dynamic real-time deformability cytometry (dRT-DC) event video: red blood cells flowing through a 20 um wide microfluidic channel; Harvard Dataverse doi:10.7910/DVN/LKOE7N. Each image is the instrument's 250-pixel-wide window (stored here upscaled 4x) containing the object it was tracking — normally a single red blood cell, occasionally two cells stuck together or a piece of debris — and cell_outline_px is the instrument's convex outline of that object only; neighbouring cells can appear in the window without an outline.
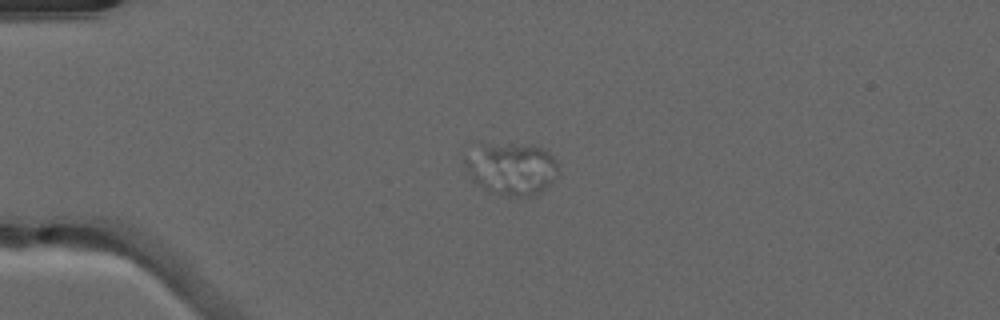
{"species": "common noctule bat (a hibernating species)", "species_latin": "Nyctalus noctula", "temperature_condition": "warm", "stored_images_in_passage": 55, "camera_frame_rate_fps": 3000, "um_per_image_px": 0.085, "animal": {"sex": "male", "forearm_length_mm": 52.5}, "frame": {"image": 1, "passage_image": 17, "time_ms": 5.333, "image_size_px": [1000, 320], "cell_outline_px": [[560, 172], [536, 196], [508, 196], [492, 192], [484, 188], [472, 180], [464, 164], [464, 156], [480, 144], [532, 144], [544, 148], [560, 164]], "centroid_in_image_um": [43.5, 14.32], "position_along_channel_um": 41.5, "area_um2": 28.73}}
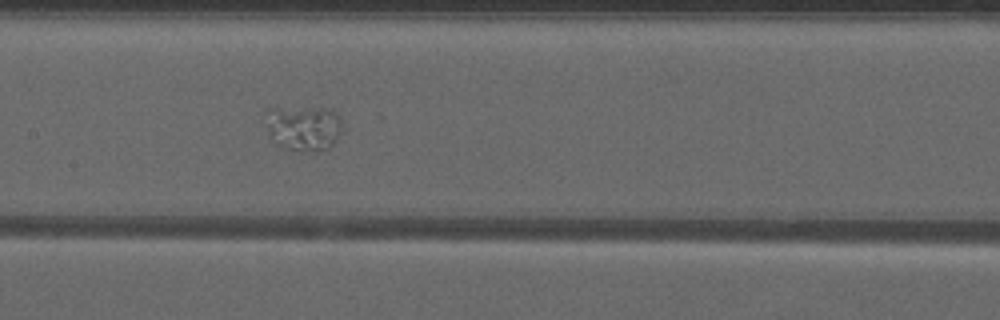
{"frame": {"image": 2, "passage_image": 30, "time_ms": 9.667, "image_size_px": [1000, 320], "cell_outline_px": [[348, 128], [328, 148], [300, 152], [296, 152], [280, 148], [268, 136], [264, 112], [276, 108], [324, 108], [340, 116]], "centroid_in_image_um": [25.82, 10.9], "position_along_channel_um": 181.6, "area_um2": 20.92}}
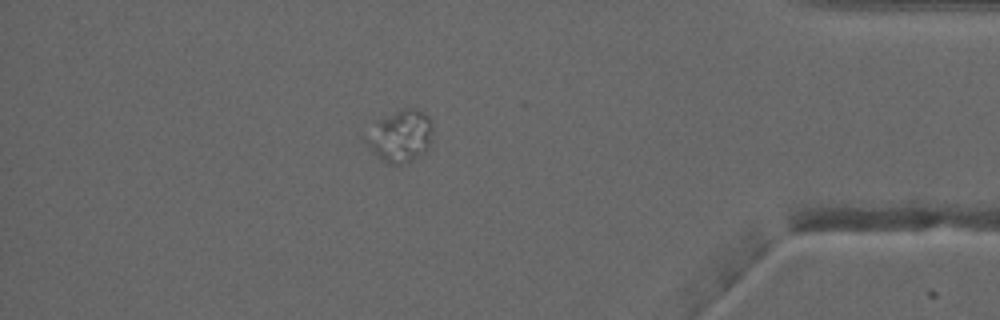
{"frame": {"image": 3, "passage_image": 49, "time_ms": 16.0, "image_size_px": [1000, 320], "cell_outline_px": [[432, 140], [428, 148], [424, 152], [412, 160], [404, 164], [388, 164], [376, 156], [360, 140], [360, 136], [376, 120], [404, 108], [416, 108], [424, 112], [428, 116], [432, 124]], "centroid_in_image_um": [33.95, 11.57], "position_along_channel_um": 401.3, "area_um2": 20.98}}